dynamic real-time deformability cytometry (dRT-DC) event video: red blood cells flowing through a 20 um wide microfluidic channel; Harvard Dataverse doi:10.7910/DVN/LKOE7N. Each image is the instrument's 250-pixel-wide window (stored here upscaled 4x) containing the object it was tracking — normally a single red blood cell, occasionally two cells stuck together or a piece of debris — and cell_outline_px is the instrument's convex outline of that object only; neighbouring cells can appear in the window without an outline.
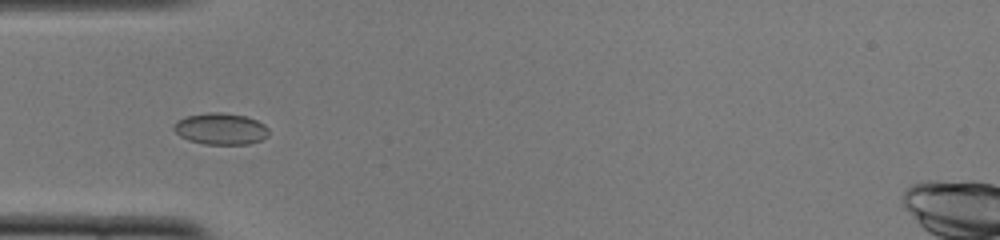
{"species": "common noctule bat (a hibernating species)", "species_latin": "Nyctalus noctula", "temperature_condition": "cold", "stored_images_in_passage": 13, "camera_frame_rate_fps": 3000, "um_per_image_px": 0.085, "animal": {"sex": "female", "body_mass_g": 22.0, "forearm_length_mm": 56.7}, "frame": {"image": 1, "passage_image": 6, "time_ms": 1.667, "image_size_px": [1000, 240], "cell_outline_px": [[268, 136], [260, 140], [248, 144], [204, 144], [188, 140], [180, 136], [172, 128], [180, 120], [188, 116], [208, 112], [220, 112], [244, 116], [256, 120], [264, 124], [268, 128]], "centroid_in_image_um": [18.78, 10.96], "position_along_channel_um": 66.2, "area_um2": 17.22}}